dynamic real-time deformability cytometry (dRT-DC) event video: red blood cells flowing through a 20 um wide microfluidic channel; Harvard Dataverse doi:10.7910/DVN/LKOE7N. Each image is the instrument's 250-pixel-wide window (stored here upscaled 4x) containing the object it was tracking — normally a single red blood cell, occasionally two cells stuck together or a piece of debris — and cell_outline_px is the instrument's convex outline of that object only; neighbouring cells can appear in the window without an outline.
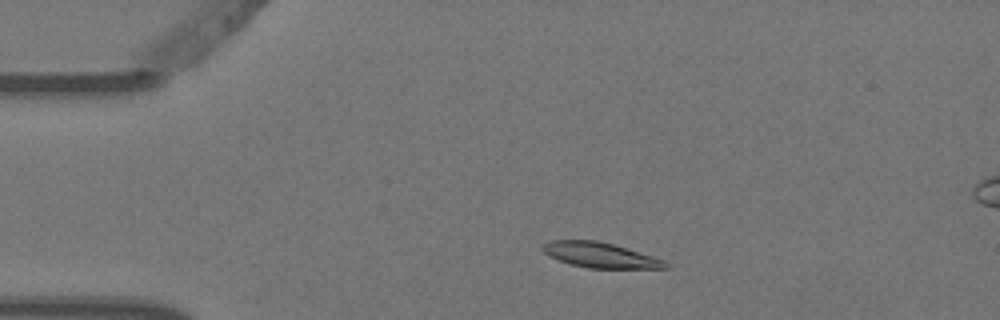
{"species": "Egyptian fruit bat (a non-hibernating species)", "species_latin": "Rousettus aegyptiacus", "temperature_condition": "warm", "stored_images_in_passage": 4, "camera_frame_rate_fps": 3000, "um_per_image_px": 0.085, "animal": {"sex": "female"}, "frame": {"image": 1, "passage_image": 2, "time_ms": 0.333, "image_size_px": [1000, 320], "cell_outline_px": [[668, 268], [588, 268], [568, 264], [548, 256], [540, 248], [540, 244], [552, 240], [596, 240], [612, 244], [652, 256], [664, 260], [668, 264]], "centroid_in_image_um": [50.93, 21.68], "position_along_channel_um": 34.1, "area_um2": 18.03}}
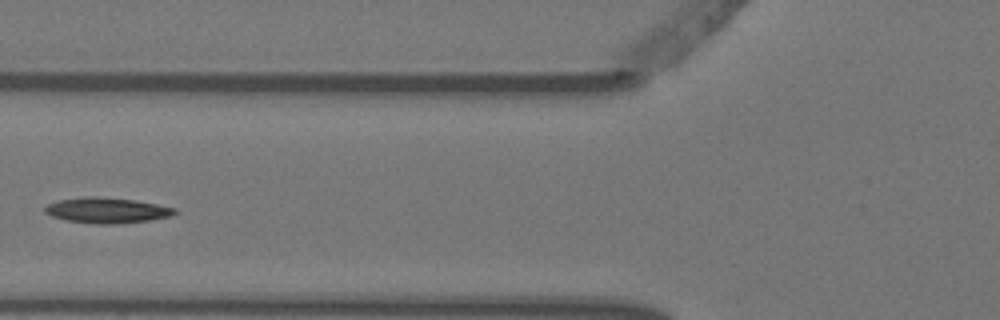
{"frame": {"image": 2, "passage_image": 4, "time_ms": 1.0, "image_size_px": [1000, 320], "cell_outline_px": [[176, 212], [172, 216], [148, 220], [116, 224], [96, 224], [68, 220], [52, 216], [44, 212], [44, 208], [48, 204], [60, 200], [88, 196], [96, 196], [136, 200], [176, 208]], "centroid_in_image_um": [9.1, 17.87], "position_along_channel_um": 116.7, "area_um2": 19.13}}